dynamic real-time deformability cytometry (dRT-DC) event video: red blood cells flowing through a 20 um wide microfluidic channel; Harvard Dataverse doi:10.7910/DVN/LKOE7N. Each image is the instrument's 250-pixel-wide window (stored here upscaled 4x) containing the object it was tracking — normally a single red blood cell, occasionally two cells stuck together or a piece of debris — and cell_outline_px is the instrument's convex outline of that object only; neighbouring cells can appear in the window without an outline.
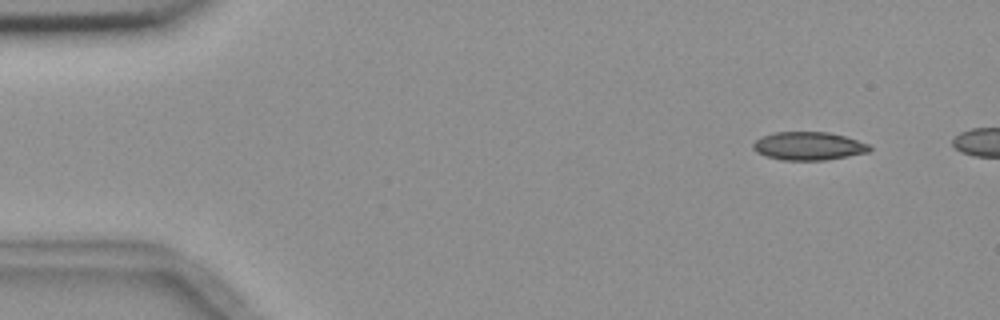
{"species": "common noctule bat (a hibernating species)", "species_latin": "Nyctalus noctula", "temperature_condition": "room temperature", "stored_images_in_passage": 4, "camera_frame_rate_fps": 3000, "um_per_image_px": 0.085, "animal": {"sex": "female", "body_mass_g": 18.4}, "frame": {"image": 1, "passage_image": 1, "time_ms": 0.0, "image_size_px": [1000, 320], "cell_outline_px": [[872, 148], [868, 152], [848, 156], [824, 160], [780, 160], [764, 156], [756, 152], [752, 148], [752, 144], [760, 136], [772, 132], [828, 132], [844, 136], [868, 144]], "centroid_in_image_um": [68.66, 12.41], "position_along_channel_um": 16.3, "area_um2": 19.25}}